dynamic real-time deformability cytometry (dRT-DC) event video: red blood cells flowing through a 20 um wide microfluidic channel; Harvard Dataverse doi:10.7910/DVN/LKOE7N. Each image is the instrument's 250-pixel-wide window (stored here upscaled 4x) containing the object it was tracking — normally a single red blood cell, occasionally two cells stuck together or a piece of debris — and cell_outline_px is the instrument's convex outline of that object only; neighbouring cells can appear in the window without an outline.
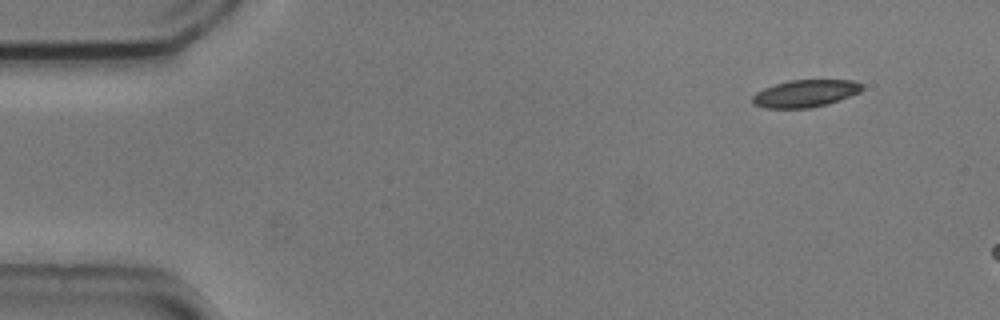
{"species": "common noctule bat (a hibernating species)", "species_latin": "Nyctalus noctula", "temperature_condition": "cold", "stored_images_in_passage": 8, "camera_frame_rate_fps": 3000, "um_per_image_px": 0.085, "animal": {"sex": "male", "body_mass_g": 20.5, "forearm_length_mm": 52.5}, "frame": {"image": 1, "passage_image": 1, "time_ms": 0.0, "image_size_px": [1000, 320], "cell_outline_px": [[864, 88], [860, 92], [828, 104], [808, 108], [764, 108], [752, 104], [752, 96], [756, 92], [764, 88], [788, 80], [852, 80], [864, 84]], "centroid_in_image_um": [68.45, 7.94], "position_along_channel_um": 16.6, "area_um2": 17.51}}